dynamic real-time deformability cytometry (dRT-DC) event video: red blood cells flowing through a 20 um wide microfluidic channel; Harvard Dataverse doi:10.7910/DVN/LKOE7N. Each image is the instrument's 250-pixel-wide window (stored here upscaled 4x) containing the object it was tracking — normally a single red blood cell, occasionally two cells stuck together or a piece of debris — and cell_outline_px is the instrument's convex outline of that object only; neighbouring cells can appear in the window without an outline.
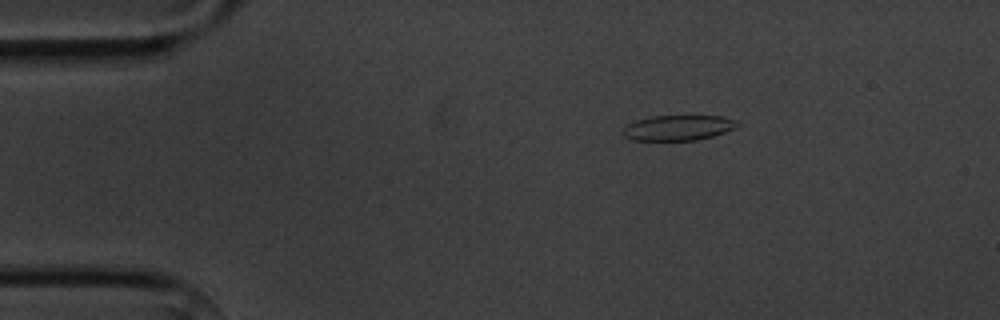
{"species": "common noctule bat (a hibernating species)", "species_latin": "Nyctalus noctula", "temperature_condition": "cold", "stored_images_in_passage": 2, "camera_frame_rate_fps": 3000, "um_per_image_px": 0.085, "animal": {"sex": "male", "body_mass_g": 20.1, "forearm_length_mm": 53.5}, "frame": {"image": 1, "passage_image": 1, "time_ms": 0.0, "image_size_px": [1000, 320], "cell_outline_px": [[740, 124], [736, 128], [712, 136], [696, 140], [632, 140], [624, 136], [624, 128], [628, 124], [636, 120], [652, 116], [724, 116], [736, 120]], "centroid_in_image_um": [57.67, 10.85], "position_along_channel_um": 27.3, "area_um2": 16.76}}